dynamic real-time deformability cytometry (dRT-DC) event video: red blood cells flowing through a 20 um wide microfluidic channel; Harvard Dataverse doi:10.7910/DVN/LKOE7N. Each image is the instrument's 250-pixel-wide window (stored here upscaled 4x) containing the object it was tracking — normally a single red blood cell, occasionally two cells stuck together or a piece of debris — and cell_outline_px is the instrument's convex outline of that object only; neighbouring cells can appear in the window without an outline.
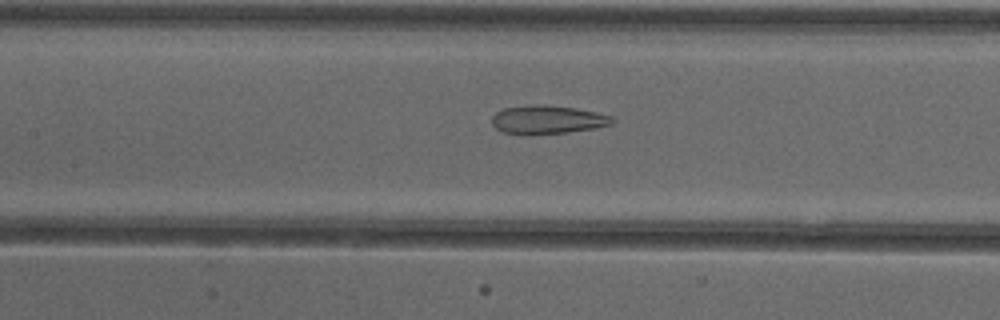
{"species": "common noctule bat (a hibernating species)", "species_latin": "Nyctalus noctula", "temperature_condition": "cold", "stored_images_in_passage": 52, "camera_frame_rate_fps": 3000, "um_per_image_px": 0.085, "animal": {"sex": "female"}, "frame": {"image": 1, "passage_image": 24, "time_ms": 7.667, "image_size_px": [1000, 320], "cell_outline_px": [[616, 120], [612, 124], [596, 128], [568, 132], [532, 136], [504, 132], [496, 128], [492, 124], [492, 116], [496, 112], [504, 108], [576, 108], [596, 112], [612, 116]], "centroid_in_image_um": [46.59, 10.25], "position_along_channel_um": 160.8, "area_um2": 19.19}}
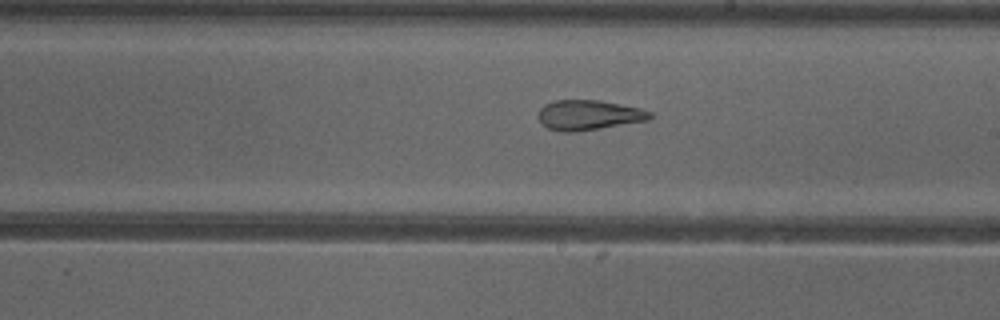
{"frame": {"image": 2, "passage_image": 30, "time_ms": 9.667, "image_size_px": [1000, 320], "cell_outline_px": [[652, 116], [648, 120], [576, 132], [564, 132], [548, 128], [536, 116], [540, 108], [544, 104], [556, 100], [600, 100], [640, 108], [652, 112]], "centroid_in_image_um": [50.02, 9.77], "position_along_channel_um": 239.0, "area_um2": 19.48}}
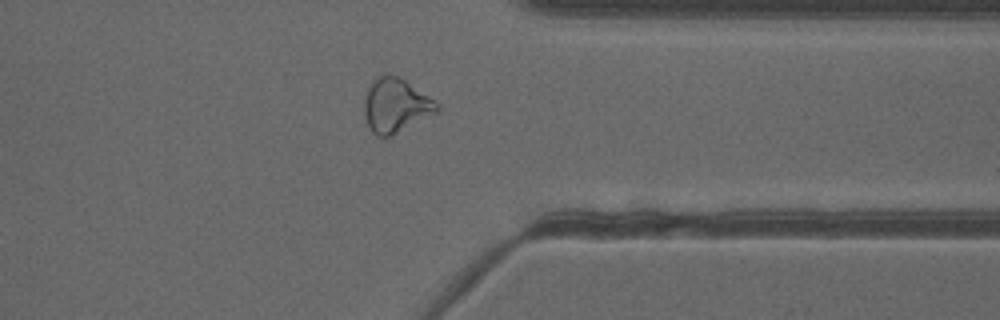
{"frame": {"image": 3, "passage_image": 41, "time_ms": 13.333, "image_size_px": [1000, 320], "cell_outline_px": [[440, 112], [392, 136], [376, 136], [368, 128], [364, 116], [364, 100], [368, 84], [372, 80], [380, 76], [400, 76], [436, 100], [440, 104]], "centroid_in_image_um": [33.66, 8.98], "position_along_channel_um": 377.7, "area_um2": 23.52}, "authors_computed_cell_mechanics": {"area_um2": 24.0737, "velocity_mm_per_s": 3.9175, "shape_relaxation_time_tau1_ms": null, "shape_relaxation_time_tau2_ms": 2.0589, "deformation_change_tau1": null, "deformation_change_tau2": 0.0976}}